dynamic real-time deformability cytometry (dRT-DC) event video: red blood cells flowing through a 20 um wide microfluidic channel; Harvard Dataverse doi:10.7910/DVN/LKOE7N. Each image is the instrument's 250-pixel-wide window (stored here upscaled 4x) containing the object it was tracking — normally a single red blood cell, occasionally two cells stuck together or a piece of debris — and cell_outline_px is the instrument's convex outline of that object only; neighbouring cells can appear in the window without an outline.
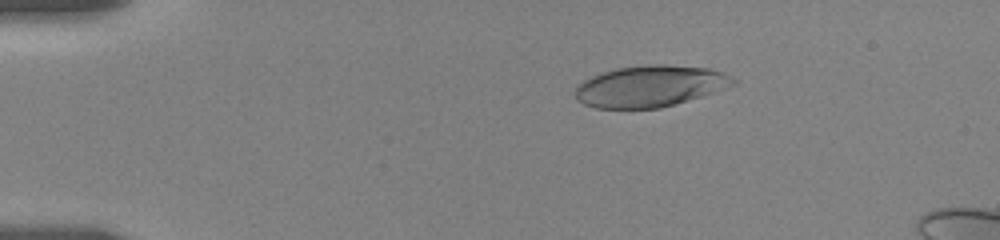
{"species": "human", "species_latin": "Homo sapiens", "temperature_condition": "room temperature", "stored_images_in_passage": 24, "camera_frame_rate_fps": 3000, "um_per_image_px": 0.085, "donor": {"sex": "female"}, "frame": {"image": 1, "passage_image": 13, "time_ms": 3.333, "image_size_px": [1000, 240], "cell_outline_px": [[736, 84], [700, 96], [660, 108], [596, 108], [584, 104], [576, 100], [576, 88], [584, 80], [592, 76], [616, 68], [652, 64], [664, 64], [708, 68], [720, 72], [736, 80]], "centroid_in_image_um": [55.22, 7.32], "position_along_channel_um": 29.8, "area_um2": 37.51}}